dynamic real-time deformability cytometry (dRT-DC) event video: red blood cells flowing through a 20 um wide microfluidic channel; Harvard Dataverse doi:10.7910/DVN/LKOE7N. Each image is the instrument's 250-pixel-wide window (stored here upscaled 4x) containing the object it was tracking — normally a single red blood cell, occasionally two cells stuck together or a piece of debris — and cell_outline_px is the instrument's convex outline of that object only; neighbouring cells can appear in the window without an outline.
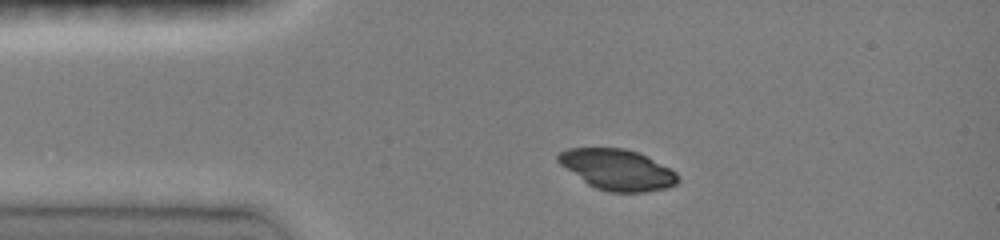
{"species": "common noctule bat (a hibernating species)", "species_latin": "Nyctalus noctula", "temperature_condition": "room temperature", "stored_images_in_passage": 6, "camera_frame_rate_fps": 3000, "um_per_image_px": 0.085, "animal": {"sex": "female", "body_mass_g": 19.0, "forearm_length_mm": 51.5}, "frame": {"image": 1, "passage_image": 1, "time_ms": 0.0, "image_size_px": [1000, 240], "cell_outline_px": [[680, 180], [676, 184], [668, 188], [644, 192], [608, 192], [596, 188], [588, 184], [560, 164], [556, 160], [556, 156], [560, 152], [568, 148], [624, 148], [636, 152], [676, 172]], "centroid_in_image_um": [52.46, 14.43], "position_along_channel_um": 32.5, "area_um2": 28.09}}